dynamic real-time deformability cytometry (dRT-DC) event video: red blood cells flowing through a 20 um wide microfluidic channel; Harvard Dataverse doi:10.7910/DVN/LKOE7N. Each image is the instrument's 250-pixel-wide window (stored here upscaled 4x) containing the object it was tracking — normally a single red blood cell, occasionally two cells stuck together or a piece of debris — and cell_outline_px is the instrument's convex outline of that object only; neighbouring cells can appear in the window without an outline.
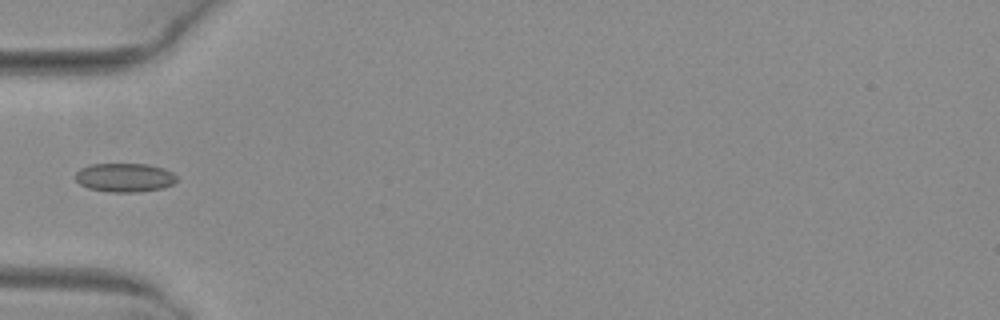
{"species": "common noctule bat (a hibernating species)", "species_latin": "Nyctalus noctula", "temperature_condition": "warm", "stored_images_in_passage": 3, "camera_frame_rate_fps": 3000, "um_per_image_px": 0.085, "animal": {"sex": "female", "body_mass_g": 29.2, "forearm_length_mm": 56.3}, "frame": {"image": 1, "passage_image": 2, "time_ms": 0.333, "image_size_px": [1000, 320], "cell_outline_px": [[176, 180], [172, 184], [164, 188], [140, 192], [108, 192], [88, 188], [80, 184], [76, 180], [76, 172], [80, 168], [92, 164], [148, 164], [164, 168], [172, 172], [176, 176]], "centroid_in_image_um": [10.6, 15.09], "position_along_channel_um": 74.4, "area_um2": 17.11}}
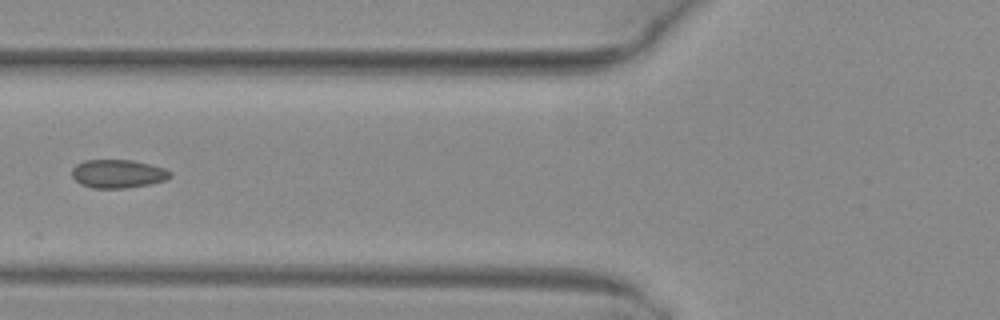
{"frame": {"image": 2, "passage_image": 3, "time_ms": 0.667, "image_size_px": [1000, 320], "cell_outline_px": [[172, 176], [164, 180], [148, 184], [124, 188], [92, 188], [80, 184], [72, 176], [72, 168], [76, 164], [84, 160], [132, 160], [164, 168], [172, 172]], "centroid_in_image_um": [10.0, 14.76], "position_along_channel_um": 115.8, "area_um2": 16.18}}